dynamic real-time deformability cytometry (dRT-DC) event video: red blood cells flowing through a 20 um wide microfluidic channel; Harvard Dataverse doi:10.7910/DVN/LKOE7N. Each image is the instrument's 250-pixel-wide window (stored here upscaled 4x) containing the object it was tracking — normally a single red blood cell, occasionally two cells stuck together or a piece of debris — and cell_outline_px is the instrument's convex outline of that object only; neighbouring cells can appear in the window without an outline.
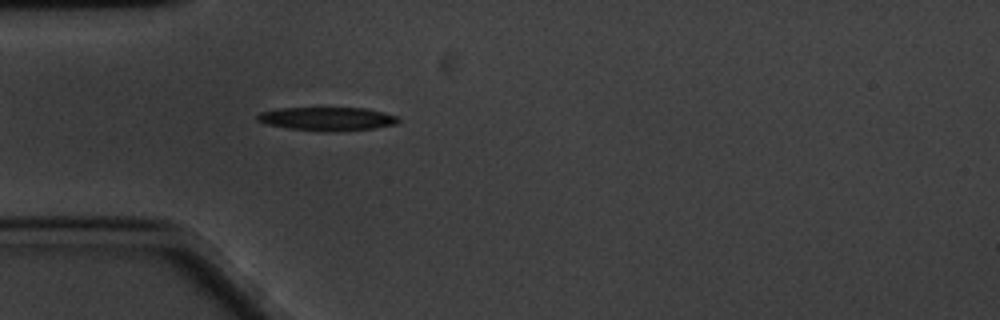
{"species": "common noctule bat (a hibernating species)", "species_latin": "Nyctalus noctula", "temperature_condition": "cold", "stored_images_in_passage": 21, "camera_frame_rate_fps": 3000, "um_per_image_px": 0.085, "animal": {"sex": "male", "body_mass_g": 20.1, "forearm_length_mm": 53.5}, "frame": {"image": 1, "passage_image": 1, "time_ms": 0.0, "image_size_px": [1000, 320], "cell_outline_px": [[400, 120], [396, 124], [376, 128], [336, 132], [320, 132], [288, 128], [264, 124], [256, 120], [256, 116], [260, 112], [280, 108], [364, 108], [384, 112], [396, 116]], "centroid_in_image_um": [27.79, 10.11], "position_along_channel_um": 57.2, "area_um2": 19.59}}